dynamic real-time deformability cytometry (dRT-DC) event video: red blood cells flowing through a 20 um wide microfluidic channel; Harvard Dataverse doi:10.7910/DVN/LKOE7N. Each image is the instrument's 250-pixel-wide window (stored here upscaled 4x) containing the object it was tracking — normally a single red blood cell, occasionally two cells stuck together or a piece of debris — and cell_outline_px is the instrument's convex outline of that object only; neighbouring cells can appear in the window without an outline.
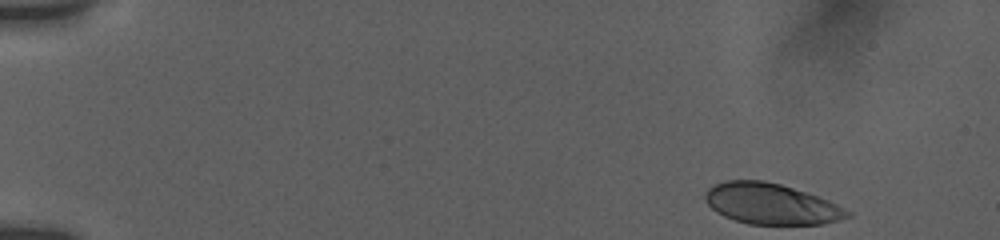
{"species": "human", "species_latin": "Homo sapiens", "temperature_condition": "room temperature", "stored_images_in_passage": 7, "camera_frame_rate_fps": 3000, "um_per_image_px": 0.085, "donor": {"sex": "female"}, "frame": {"image": 1, "passage_image": 1, "time_ms": 0.0, "image_size_px": [1000, 240], "cell_outline_px": [[852, 216], [824, 224], [748, 224], [724, 216], [716, 212], [704, 200], [704, 192], [712, 184], [724, 180], [764, 180], [780, 184], [820, 196], [852, 212]], "centroid_in_image_um": [65.53, 17.32], "position_along_channel_um": 19.5, "area_um2": 34.1}}
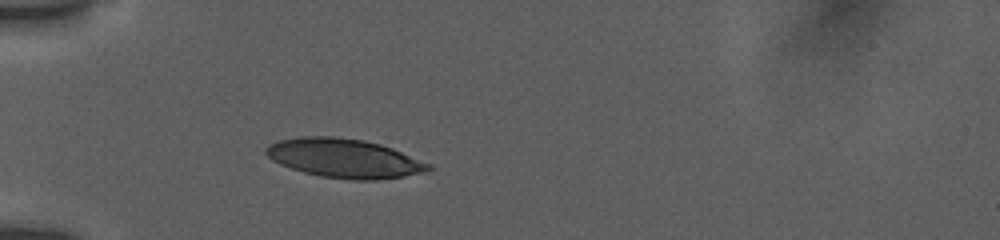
{"frame": {"image": 2, "passage_image": 7, "time_ms": 4.0, "image_size_px": [1000, 240], "cell_outline_px": [[436, 168], [428, 172], [404, 176], [376, 180], [352, 180], [320, 176], [304, 172], [280, 164], [272, 160], [264, 152], [264, 148], [268, 144], [280, 140], [300, 136], [332, 136], [364, 140], [380, 144], [392, 148], [432, 164]], "centroid_in_image_um": [29.3, 13.45], "position_along_channel_um": 55.7, "area_um2": 37.22}}